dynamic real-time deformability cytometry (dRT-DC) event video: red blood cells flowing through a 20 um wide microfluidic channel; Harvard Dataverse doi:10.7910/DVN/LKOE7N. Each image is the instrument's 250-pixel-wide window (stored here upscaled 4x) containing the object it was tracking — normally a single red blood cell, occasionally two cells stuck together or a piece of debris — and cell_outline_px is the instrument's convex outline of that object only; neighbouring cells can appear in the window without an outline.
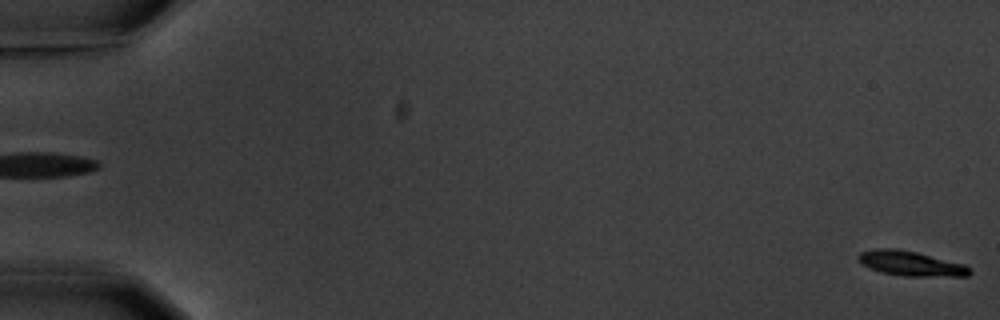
{"species": "common noctule bat (a hibernating species)", "species_latin": "Nyctalus noctula", "temperature_condition": "warm", "stored_images_in_passage": 7, "camera_frame_rate_fps": 3000, "um_per_image_px": 0.085, "animal": {"sex": "male", "body_mass_g": 20.1, "forearm_length_mm": 53.5}, "frame": {"image": 1, "passage_image": 1, "time_ms": 0.0, "image_size_px": [1000, 320], "cell_outline_px": [[972, 272], [968, 276], [904, 276], [880, 272], [860, 264], [856, 260], [856, 256], [860, 252], [876, 248], [896, 248], [916, 252], [964, 264], [972, 268]], "centroid_in_image_um": [77.38, 22.39], "position_along_channel_um": 7.6, "area_um2": 16.3}}
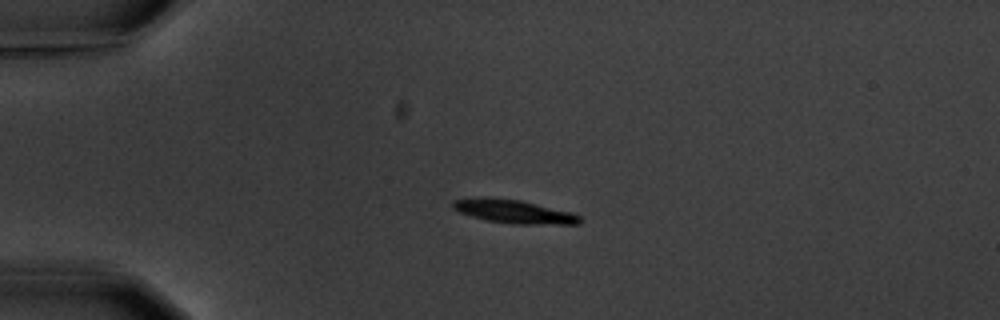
{"frame": {"image": 2, "passage_image": 5, "time_ms": 4.667, "image_size_px": [1000, 320], "cell_outline_px": [[580, 224], [512, 224], [488, 220], [472, 216], [460, 212], [452, 208], [452, 200], [488, 196], [520, 200], [572, 212], [580, 216]], "centroid_in_image_um": [43.67, 17.97], "position_along_channel_um": 41.3, "area_um2": 17.4}}
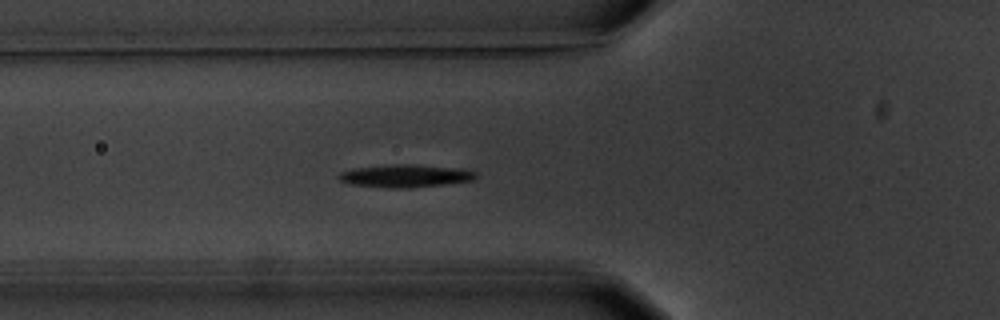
{"frame": {"image": 3, "passage_image": 7, "time_ms": 7.0, "image_size_px": [1000, 320], "cell_outline_px": [[476, 176], [472, 180], [444, 184], [412, 188], [392, 188], [352, 184], [340, 180], [336, 176], [340, 172], [352, 168], [392, 164], [416, 164], [464, 168], [476, 172]], "centroid_in_image_um": [34.46, 14.93], "position_along_channel_um": 91.3, "area_um2": 18.32}}